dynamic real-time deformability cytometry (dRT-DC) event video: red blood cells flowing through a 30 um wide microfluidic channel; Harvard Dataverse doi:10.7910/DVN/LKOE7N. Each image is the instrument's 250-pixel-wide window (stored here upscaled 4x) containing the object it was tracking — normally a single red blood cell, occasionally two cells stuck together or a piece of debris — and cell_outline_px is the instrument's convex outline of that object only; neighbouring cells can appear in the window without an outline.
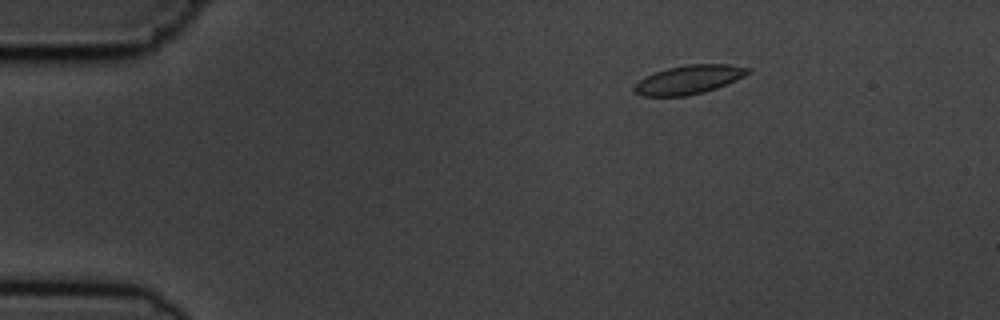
{"species": "common noctule bat (a hibernating species)", "species_latin": "Nyctalus noctula", "temperature_condition": "cold", "stored_images_in_passage": 4, "camera_frame_rate_fps": 3000, "um_per_image_px": 0.085, "animal": {"sex": "male", "body_mass_g": 19.5, "forearm_length_mm": 54.6}, "frame": {"image": 1, "passage_image": 2, "time_ms": 2.0, "image_size_px": [1000, 320], "cell_outline_px": [[752, 68], [744, 76], [736, 80], [716, 88], [704, 92], [684, 96], [640, 96], [632, 88], [640, 80], [656, 72], [668, 68], [688, 64], [728, 64]], "centroid_in_image_um": [58.56, 6.77], "position_along_channel_um": 26.4, "area_um2": 18.84}}